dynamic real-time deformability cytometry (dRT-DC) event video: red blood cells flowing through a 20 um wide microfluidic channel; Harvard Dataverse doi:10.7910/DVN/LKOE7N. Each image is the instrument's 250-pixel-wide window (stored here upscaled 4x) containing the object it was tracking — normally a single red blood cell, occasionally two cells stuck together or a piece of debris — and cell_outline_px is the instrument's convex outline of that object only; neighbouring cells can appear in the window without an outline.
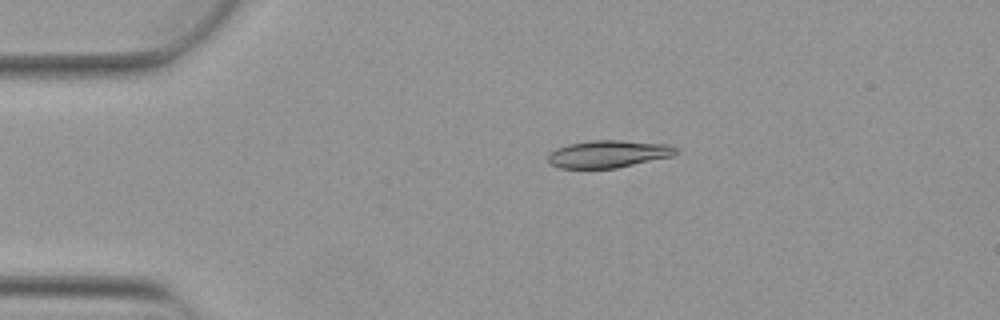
{"species": "Egyptian fruit bat (a non-hibernating species)", "species_latin": "Rousettus aegyptiacus", "temperature_condition": "warm", "stored_images_in_passage": 4, "camera_frame_rate_fps": 3000, "um_per_image_px": 0.085, "animal": {"sex": "female"}, "frame": {"image": 1, "passage_image": 3, "time_ms": 0.667, "image_size_px": [1000, 320], "cell_outline_px": [[680, 152], [672, 156], [616, 168], [560, 168], [548, 164], [548, 156], [556, 148], [568, 144], [592, 140], [620, 140], [672, 144]], "centroid_in_image_um": [51.73, 13.08], "position_along_channel_um": 33.3, "area_um2": 20.52}}